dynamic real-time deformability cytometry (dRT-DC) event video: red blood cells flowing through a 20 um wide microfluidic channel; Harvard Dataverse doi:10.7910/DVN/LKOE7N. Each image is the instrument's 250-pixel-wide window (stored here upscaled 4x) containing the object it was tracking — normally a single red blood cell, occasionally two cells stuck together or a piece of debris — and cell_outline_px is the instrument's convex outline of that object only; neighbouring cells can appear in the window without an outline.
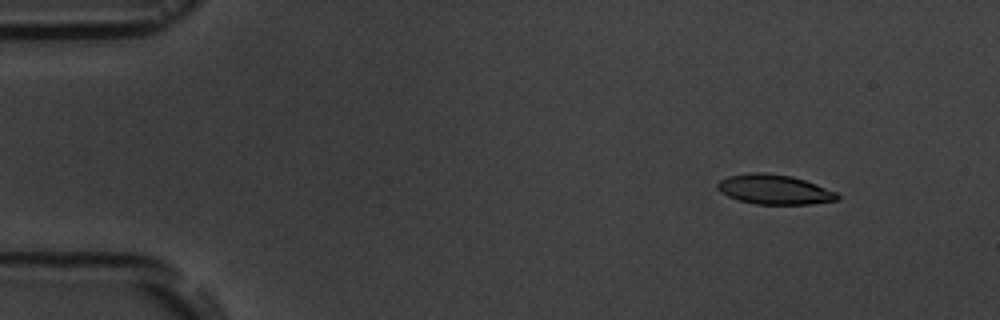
{"species": "common noctule bat (a hibernating species)", "species_latin": "Nyctalus noctula", "temperature_condition": "room temperature", "stored_images_in_passage": 5, "camera_frame_rate_fps": 3000, "um_per_image_px": 0.085, "animal": {"sex": "male", "body_mass_g": 19.5, "forearm_length_mm": 54.6}, "frame": {"image": 1, "passage_image": 1, "time_ms": 0.0, "image_size_px": [1000, 320], "cell_outline_px": [[840, 196], [836, 200], [812, 204], [756, 204], [740, 200], [728, 196], [720, 192], [716, 188], [716, 184], [720, 180], [728, 176], [752, 172], [764, 172], [792, 176], [816, 184], [836, 192]], "centroid_in_image_um": [65.79, 16.1], "position_along_channel_um": 19.2, "area_um2": 20.69}}